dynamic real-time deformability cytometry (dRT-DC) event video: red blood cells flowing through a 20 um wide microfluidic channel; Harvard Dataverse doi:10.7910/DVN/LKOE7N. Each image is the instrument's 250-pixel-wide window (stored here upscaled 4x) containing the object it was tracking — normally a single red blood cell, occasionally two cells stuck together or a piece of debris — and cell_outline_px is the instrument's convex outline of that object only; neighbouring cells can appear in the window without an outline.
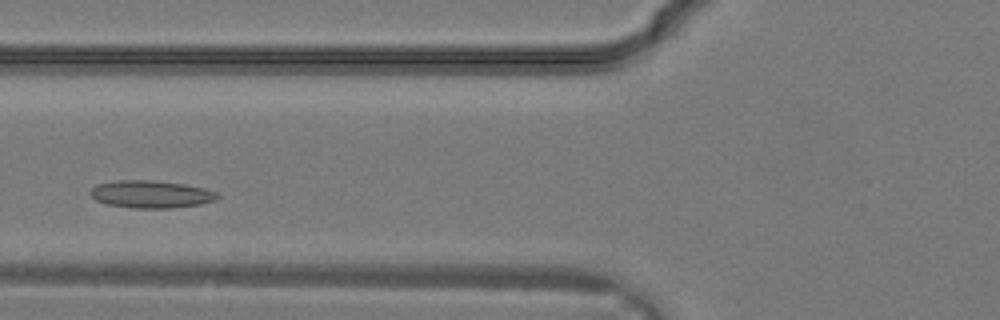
{"species": "common noctule bat (a hibernating species)", "species_latin": "Nyctalus noctula", "temperature_condition": "warm", "stored_images_in_passage": 13, "camera_frame_rate_fps": 3000, "um_per_image_px": 0.085, "animal": {"sex": "male", "body_mass_g": 19.2, "forearm_length_mm": 51.8}, "frame": {"image": 1, "passage_image": 6, "time_ms": 1.667, "image_size_px": [1000, 320], "cell_outline_px": [[220, 196], [216, 200], [200, 204], [172, 208], [132, 208], [108, 204], [96, 200], [92, 196], [92, 188], [96, 184], [116, 180], [152, 180], [184, 184], [204, 188], [220, 192]], "centroid_in_image_um": [12.89, 16.5], "position_along_channel_um": 112.9, "area_um2": 20.4}}
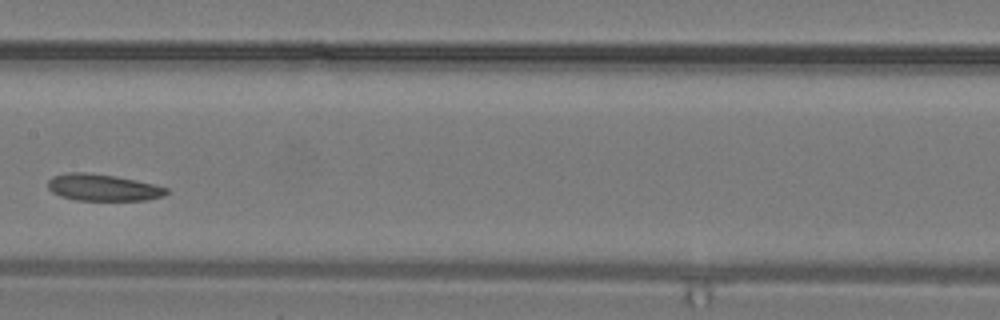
{"frame": {"image": 2, "passage_image": 10, "time_ms": 3.0, "image_size_px": [1000, 320], "cell_outline_px": [[168, 192], [164, 196], [148, 200], [76, 200], [60, 196], [52, 192], [48, 188], [48, 180], [52, 176], [68, 172], [84, 172], [112, 176], [136, 180], [168, 188]], "centroid_in_image_um": [8.73, 15.94], "position_along_channel_um": 198.7, "area_um2": 18.38}}
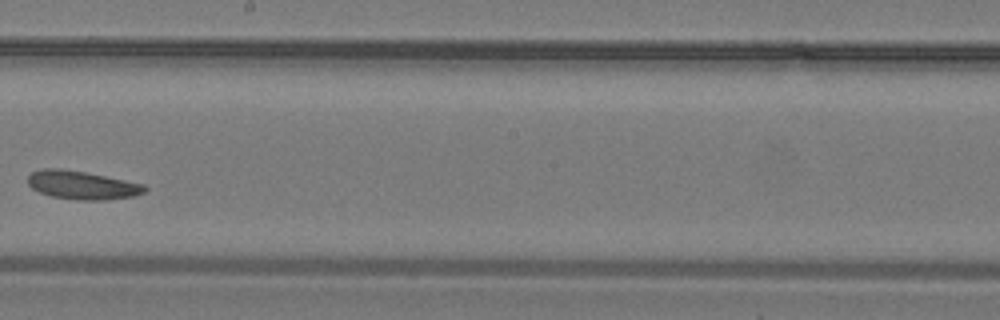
{"frame": {"image": 3, "passage_image": 12, "time_ms": 3.667, "image_size_px": [1000, 320], "cell_outline_px": [[148, 188], [144, 192], [132, 196], [104, 200], [80, 200], [52, 196], [40, 192], [32, 188], [28, 184], [28, 176], [32, 172], [44, 168], [60, 168], [84, 172], [144, 184]], "centroid_in_image_um": [6.96, 15.73], "position_along_channel_um": 241.2, "area_um2": 19.07}}